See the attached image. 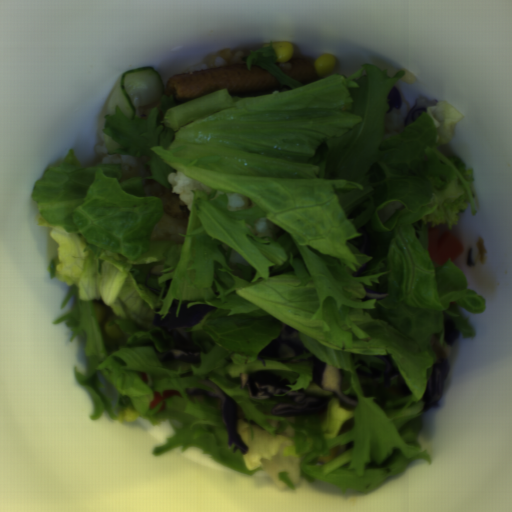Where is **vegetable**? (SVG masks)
I'll use <instances>...</instances> for the list:
<instances>
[{
	"instance_id": "1",
	"label": "vegetable",
	"mask_w": 512,
	"mask_h": 512,
	"mask_svg": "<svg viewBox=\"0 0 512 512\" xmlns=\"http://www.w3.org/2000/svg\"><path fill=\"white\" fill-rule=\"evenodd\" d=\"M268 42L244 55L280 84L269 95L237 97L227 88L176 104L162 94L146 119L119 106L103 116L102 133L124 150L148 156V177L122 179L121 164L80 166L75 149L49 166L32 188L38 226L49 228L56 254L47 270L70 286L55 320L86 339V370L73 371L93 398L92 420L142 418L175 430L155 455L189 447L245 475L263 470L280 489L320 480L366 493L405 471L420 447L424 395L444 346L445 321L462 338L476 332L460 312L486 310L462 270L436 266L429 230L452 229L469 207L480 209L472 167L439 152L463 117L446 101L428 107L385 138L388 95L404 70L363 63L350 76L300 83L276 66ZM183 174L207 185L194 190L184 243L152 241L161 198L144 196L143 180L170 188ZM230 192L250 199L230 211ZM216 306L185 332L201 361L160 363L174 343L163 319L173 302ZM284 324L297 328L310 353L258 359ZM345 372L351 408L312 380L314 361ZM270 371L290 390L322 396L317 415L273 416L285 395L257 399L240 389V372ZM218 385L238 407L247 454L232 453L216 397L184 389ZM180 396L150 409L153 391Z\"/></svg>"
}]
</instances>
